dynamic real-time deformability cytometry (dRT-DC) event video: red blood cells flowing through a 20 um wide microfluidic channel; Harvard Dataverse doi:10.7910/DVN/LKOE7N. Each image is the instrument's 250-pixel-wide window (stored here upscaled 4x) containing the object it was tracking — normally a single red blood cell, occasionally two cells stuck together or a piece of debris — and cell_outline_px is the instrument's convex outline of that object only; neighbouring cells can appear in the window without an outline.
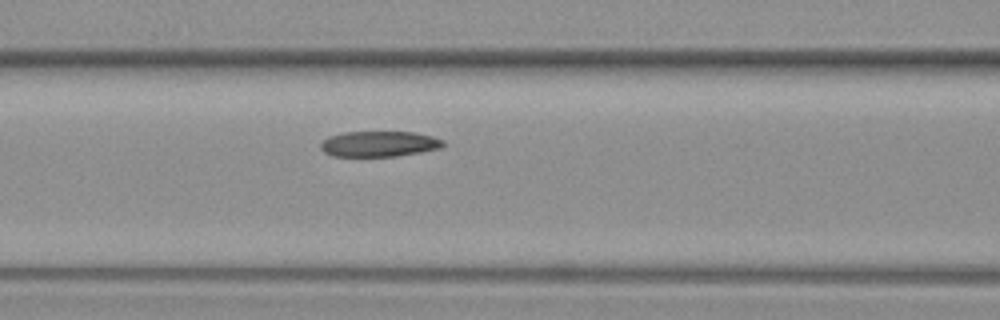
{"species": "common noctule bat (a hibernating species)", "species_latin": "Nyctalus noctula", "temperature_condition": "warm", "stored_images_in_passage": 8, "camera_frame_rate_fps": 3000, "um_per_image_px": 0.085, "animal": {"sex": "female", "body_mass_g": 19.3, "forearm_length_mm": 54.1}, "frame": {"image": 1, "passage_image": 8, "time_ms": 9.0, "image_size_px": [1000, 320], "cell_outline_px": [[444, 144], [440, 148], [420, 152], [396, 156], [332, 156], [324, 152], [320, 148], [320, 144], [328, 136], [344, 132], [412, 132], [432, 136], [444, 140]], "centroid_in_image_um": [32.2, 12.23], "position_along_channel_um": 134.4, "area_um2": 18.21}}